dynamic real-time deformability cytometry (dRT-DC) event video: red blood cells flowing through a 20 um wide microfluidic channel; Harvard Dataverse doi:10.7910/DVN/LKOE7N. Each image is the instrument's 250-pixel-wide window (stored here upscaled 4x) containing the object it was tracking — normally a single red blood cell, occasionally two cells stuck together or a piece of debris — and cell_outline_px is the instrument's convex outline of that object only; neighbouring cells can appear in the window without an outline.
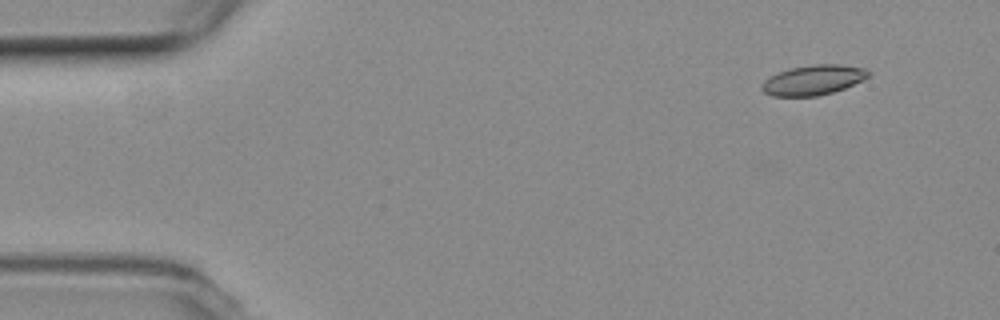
{"species": "common noctule bat (a hibernating species)", "species_latin": "Nyctalus noctula", "temperature_condition": "room temperature", "stored_images_in_passage": 48, "camera_frame_rate_fps": 3000, "um_per_image_px": 0.085, "animal": {"sex": "female", "body_mass_g": 19.3, "forearm_length_mm": 54.1}, "frame": {"image": 1, "passage_image": 3, "time_ms": 0.667, "image_size_px": [1000, 320], "cell_outline_px": [[872, 72], [868, 76], [844, 88], [832, 92], [816, 96], [772, 96], [764, 92], [760, 88], [760, 84], [764, 80], [780, 72], [792, 68], [812, 64], [840, 64], [864, 68]], "centroid_in_image_um": [69.1, 6.8], "position_along_channel_um": 15.9, "area_um2": 18.38}}
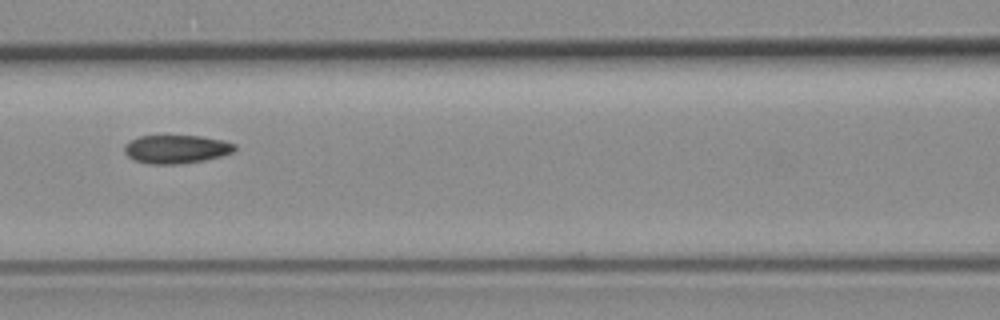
{"frame": {"image": 2, "passage_image": 22, "time_ms": 7.0, "image_size_px": [1000, 320], "cell_outline_px": [[236, 148], [232, 152], [220, 156], [204, 160], [180, 164], [148, 164], [136, 160], [128, 156], [124, 152], [124, 144], [140, 136], [200, 136], [224, 140], [236, 144]], "centroid_in_image_um": [14.99, 12.68], "position_along_channel_um": 151.6, "area_um2": 18.21}}
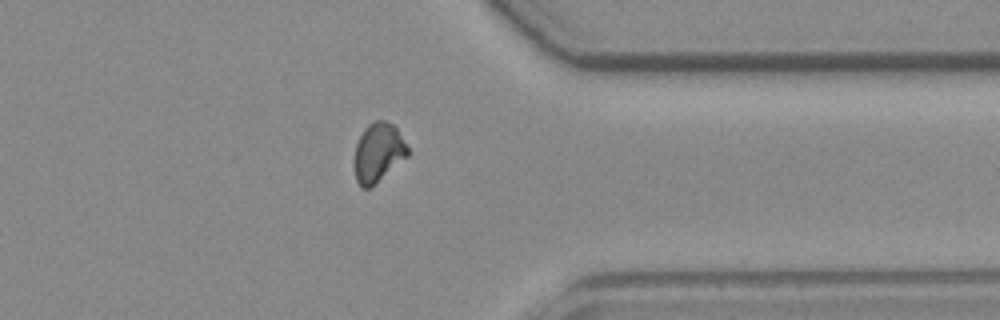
{"frame": {"image": 3, "passage_image": 41, "time_ms": 13.333, "image_size_px": [1000, 320], "cell_outline_px": [[408, 156], [368, 188], [360, 188], [356, 180], [356, 144], [364, 128], [368, 124], [376, 120], [384, 120], [392, 124], [396, 128], [408, 148]], "centroid_in_image_um": [32.15, 12.94], "position_along_channel_um": 379.2, "area_um2": 17.74}}